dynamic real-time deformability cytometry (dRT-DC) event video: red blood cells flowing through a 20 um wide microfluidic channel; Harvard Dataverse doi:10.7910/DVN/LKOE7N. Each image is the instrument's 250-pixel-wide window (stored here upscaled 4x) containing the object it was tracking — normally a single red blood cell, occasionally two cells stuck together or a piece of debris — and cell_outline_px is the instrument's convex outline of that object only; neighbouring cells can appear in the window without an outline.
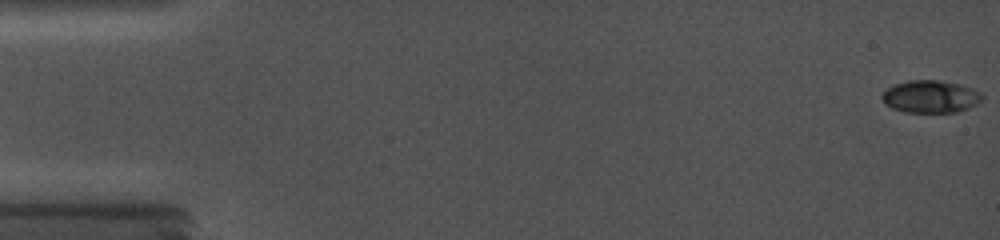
{"species": "common noctule bat (a hibernating species)", "species_latin": "Nyctalus noctula", "temperature_condition": "cold", "stored_images_in_passage": 12, "camera_frame_rate_fps": 5000, "um_per_image_px": 0.085, "animal": {"sex": "female", "body_mass_g": 19.0, "forearm_length_mm": 56.7}, "frame": {"image": 1, "passage_image": 1, "time_ms": 0.0, "image_size_px": [1000, 240], "cell_outline_px": [[984, 96], [976, 104], [968, 108], [956, 112], [904, 112], [892, 108], [884, 104], [880, 96], [888, 88], [896, 84], [908, 80], [936, 80], [960, 84], [980, 92]], "centroid_in_image_um": [79.07, 8.21], "position_along_channel_um": 5.9, "area_um2": 18.84}}
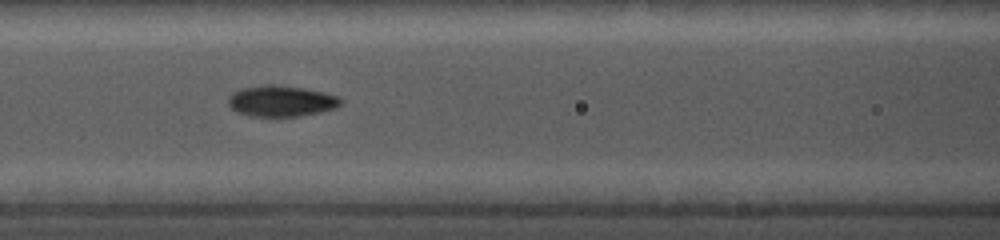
{"frame": {"image": 2, "passage_image": 11, "time_ms": 7.6, "image_size_px": [1000, 240], "cell_outline_px": [[344, 100], [340, 104], [332, 108], [320, 112], [300, 116], [248, 116], [236, 112], [228, 104], [228, 96], [232, 92], [244, 88], [264, 84], [276, 84], [300, 88], [320, 92], [336, 96]], "centroid_in_image_um": [23.83, 8.59], "position_along_channel_um": 142.8, "area_um2": 20.11}}
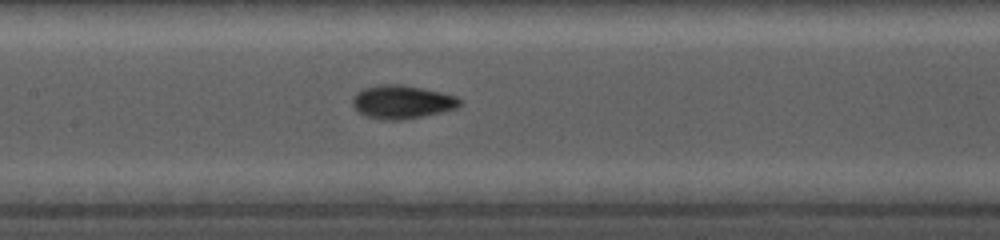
{"frame": {"image": 3, "passage_image": 12, "time_ms": 8.4, "image_size_px": [1000, 240], "cell_outline_px": [[464, 104], [456, 108], [440, 112], [404, 120], [380, 120], [368, 116], [360, 112], [352, 104], [352, 96], [356, 92], [364, 88], [380, 84], [400, 84], [440, 92], [456, 96], [464, 100]], "centroid_in_image_um": [34.19, 8.66], "position_along_channel_um": 173.2, "area_um2": 20.92}}